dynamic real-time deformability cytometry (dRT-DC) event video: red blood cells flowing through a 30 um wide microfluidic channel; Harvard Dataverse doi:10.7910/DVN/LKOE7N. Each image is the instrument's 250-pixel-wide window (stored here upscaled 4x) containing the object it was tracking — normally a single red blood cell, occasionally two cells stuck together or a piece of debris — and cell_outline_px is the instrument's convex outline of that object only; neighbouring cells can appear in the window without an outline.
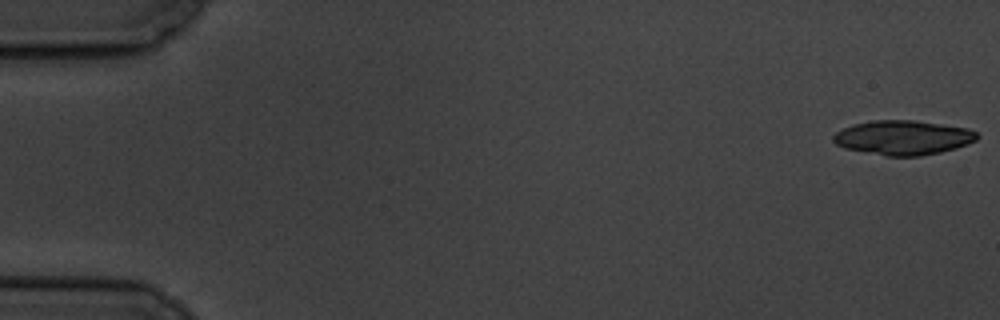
{"species": "common noctule bat (a hibernating species)", "species_latin": "Nyctalus noctula", "temperature_condition": "cold", "stored_images_in_passage": 58, "camera_frame_rate_fps": 3000, "um_per_image_px": 0.085, "animal": {"sex": "male", "body_mass_g": 19.5, "forearm_length_mm": 54.6}, "frame": {"image": 1, "passage_image": 1, "time_ms": 0.0, "image_size_px": [1000, 320], "cell_outline_px": [[980, 136], [976, 140], [968, 144], [956, 148], [940, 152], [920, 156], [888, 156], [844, 148], [836, 144], [832, 140], [832, 136], [836, 132], [852, 124], [872, 120], [912, 120], [968, 128], [976, 132]], "centroid_in_image_um": [76.76, 11.69], "position_along_channel_um": 8.2, "area_um2": 28.84}}
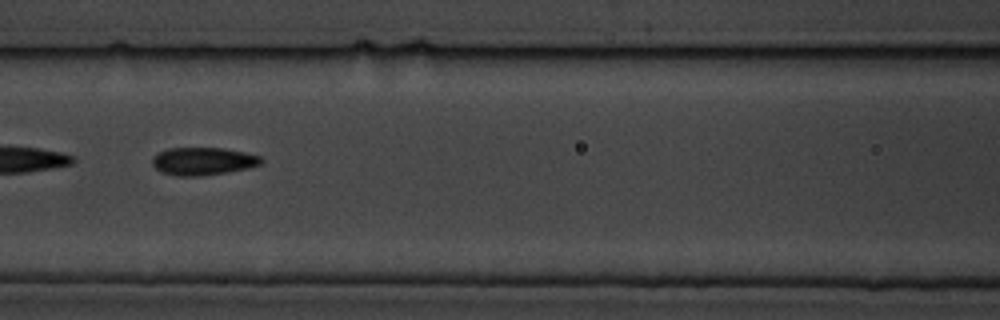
{"frame": {"image": 2, "passage_image": 26, "time_ms": 8.333, "image_size_px": [1000, 320], "cell_outline_px": [[264, 160], [260, 164], [248, 168], [228, 172], [204, 176], [176, 176], [160, 172], [152, 164], [152, 156], [168, 148], [224, 148], [244, 152], [260, 156]], "centroid_in_image_um": [17.24, 13.71], "position_along_channel_um": 149.4, "area_um2": 17.74}}
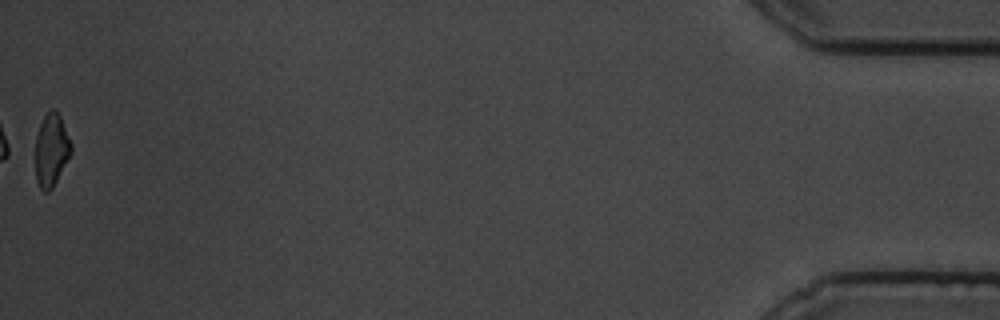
{"frame": {"image": 3, "passage_image": 58, "time_ms": 19.0, "image_size_px": [1000, 320], "cell_outline_px": [[72, 152], [52, 188], [48, 192], [44, 192], [40, 188], [36, 180], [36, 136], [40, 124], [44, 116], [52, 108], [56, 108], [60, 116], [72, 144]], "centroid_in_image_um": [4.37, 12.74], "position_along_channel_um": 430.8, "area_um2": 15.09}, "authors_computed_cell_mechanics": {"area_um2": 18.0047, "velocity_mm_per_s": 3.5126, "shape_relaxation_time_tau1_ms": 3.2199, "shape_relaxation_time_tau2_ms": 2.883, "deformation_change_tau1": 0.0847, "deformation_change_tau2": 0.0835}}